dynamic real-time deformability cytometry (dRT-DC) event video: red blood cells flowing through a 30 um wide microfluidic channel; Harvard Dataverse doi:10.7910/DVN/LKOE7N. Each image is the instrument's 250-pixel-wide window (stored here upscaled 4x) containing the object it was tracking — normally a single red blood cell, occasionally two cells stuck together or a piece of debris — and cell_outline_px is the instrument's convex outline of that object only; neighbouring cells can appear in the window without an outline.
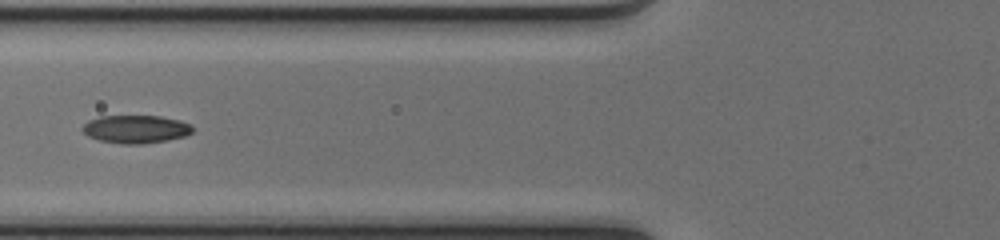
{"species": "common noctule bat (a hibernating species)", "species_latin": "Nyctalus noctula", "temperature_condition": "cold", "stored_images_in_passage": 50, "segment_of_instrument_passage": [2, 2], "camera_frame_rate_fps": 3000, "um_per_image_px": 0.085, "animal": {"sex": "female", "body_mass_g": 17.0, "forearm_length_mm": 48.0}, "frame": {"image": 1, "passage_image": 21, "time_ms": 6.667, "image_size_px": [1000, 240], "cell_outline_px": [[192, 132], [184, 136], [168, 140], [140, 144], [124, 144], [100, 140], [88, 136], [80, 128], [88, 120], [100, 116], [160, 116], [180, 120], [192, 124]], "centroid_in_image_um": [11.54, 10.97], "position_along_channel_um": 114.3, "area_um2": 17.98}}